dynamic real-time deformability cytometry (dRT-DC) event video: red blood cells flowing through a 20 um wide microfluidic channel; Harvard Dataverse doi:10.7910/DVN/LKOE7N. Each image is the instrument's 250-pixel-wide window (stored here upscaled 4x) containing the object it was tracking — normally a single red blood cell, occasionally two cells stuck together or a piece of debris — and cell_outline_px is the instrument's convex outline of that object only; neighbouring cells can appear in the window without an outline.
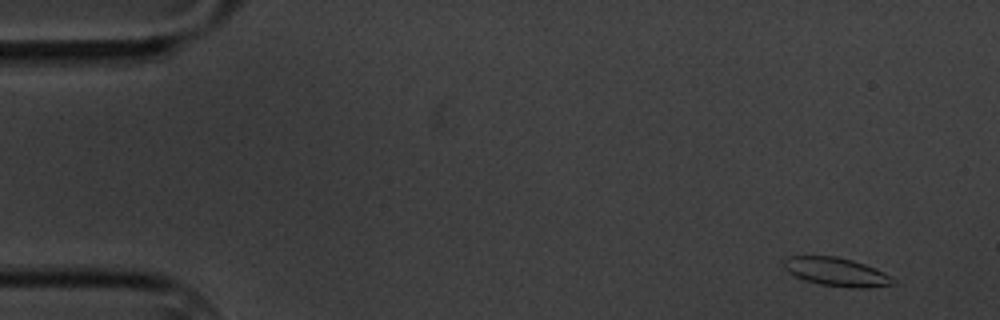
{"species": "common noctule bat (a hibernating species)", "species_latin": "Nyctalus noctula", "temperature_condition": "cold", "stored_images_in_passage": 4, "camera_frame_rate_fps": 3000, "um_per_image_px": 0.085, "animal": {"sex": "male", "body_mass_g": 20.1, "forearm_length_mm": 53.5}, "frame": {"image": 1, "passage_image": 1, "time_ms": 0.0, "image_size_px": [1000, 320], "cell_outline_px": [[896, 284], [868, 288], [848, 288], [820, 284], [804, 280], [788, 272], [784, 268], [784, 260], [788, 256], [836, 256], [852, 260], [876, 268], [892, 276], [896, 280]], "centroid_in_image_um": [71.14, 23.12], "position_along_channel_um": 13.9, "area_um2": 18.32}}